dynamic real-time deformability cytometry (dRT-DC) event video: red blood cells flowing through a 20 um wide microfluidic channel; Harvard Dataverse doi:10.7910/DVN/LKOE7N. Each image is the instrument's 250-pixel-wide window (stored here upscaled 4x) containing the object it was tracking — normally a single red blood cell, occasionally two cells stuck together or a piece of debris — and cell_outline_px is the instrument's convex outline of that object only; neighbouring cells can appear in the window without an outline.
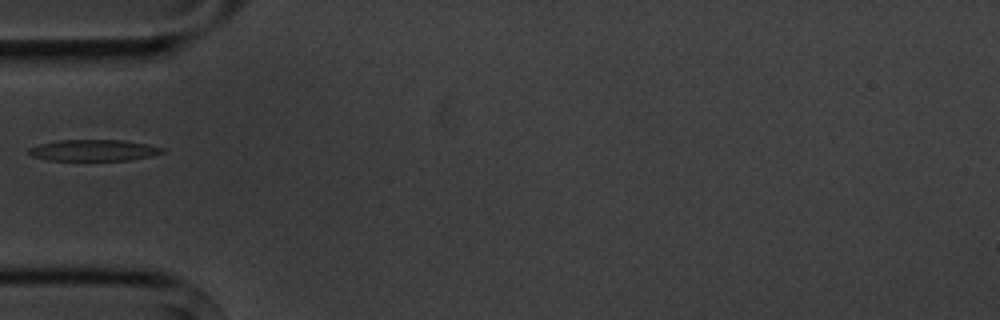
{"species": "common noctule bat (a hibernating species)", "species_latin": "Nyctalus noctula", "temperature_condition": "cold", "stored_images_in_passage": 3, "camera_frame_rate_fps": 3000, "um_per_image_px": 0.085, "animal": {"sex": "male", "body_mass_g": 20.1, "forearm_length_mm": 53.5}, "frame": {"image": 1, "passage_image": 2, "time_ms": 1.333, "image_size_px": [1000, 320], "cell_outline_px": [[164, 152], [152, 156], [132, 160], [48, 160], [32, 156], [28, 152], [28, 148], [40, 144], [56, 140], [124, 140], [148, 144], [164, 148]], "centroid_in_image_um": [7.98, 12.77], "position_along_channel_um": 77.0, "area_um2": 16.65}}
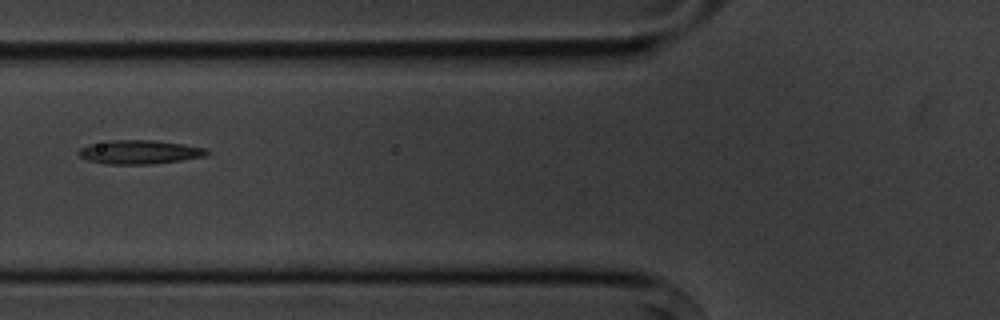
{"frame": {"image": 2, "passage_image": 3, "time_ms": 2.333, "image_size_px": [1000, 320], "cell_outline_px": [[212, 152], [204, 156], [180, 160], [152, 164], [104, 164], [88, 160], [80, 156], [76, 152], [80, 148], [88, 144], [108, 140], [156, 140], [208, 148]], "centroid_in_image_um": [11.85, 12.92], "position_along_channel_um": 113.9, "area_um2": 17.98}}